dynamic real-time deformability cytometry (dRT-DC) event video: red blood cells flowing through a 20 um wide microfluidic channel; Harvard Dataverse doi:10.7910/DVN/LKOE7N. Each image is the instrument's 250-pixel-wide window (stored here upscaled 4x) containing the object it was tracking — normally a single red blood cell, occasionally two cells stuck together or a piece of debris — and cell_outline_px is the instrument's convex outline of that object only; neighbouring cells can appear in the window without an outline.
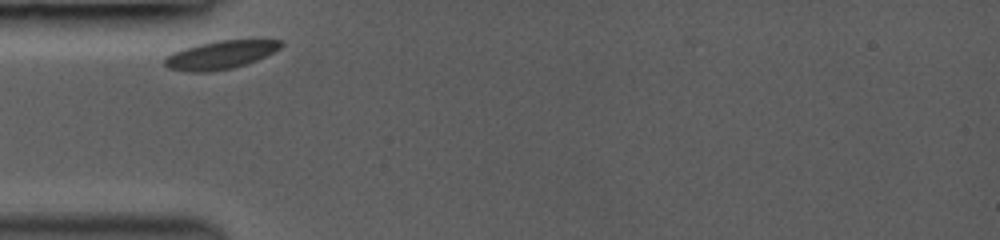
{"species": "common noctule bat (a hibernating species)", "species_latin": "Nyctalus noctula", "temperature_condition": "room temperature", "stored_images_in_passage": 2, "camera_frame_rate_fps": 3000, "um_per_image_px": 0.085, "animal": {"sex": "female", "body_mass_g": 19.0, "forearm_length_mm": 53.3}, "frame": {"image": 1, "passage_image": 1, "time_ms": 0.0, "image_size_px": [1000, 240], "cell_outline_px": [[284, 44], [280, 48], [256, 60], [232, 68], [212, 72], [188, 72], [168, 68], [164, 64], [164, 60], [172, 52], [184, 48], [200, 44], [220, 40], [280, 40]], "centroid_in_image_um": [18.7, 4.67], "position_along_channel_um": 66.3, "area_um2": 18.9}}